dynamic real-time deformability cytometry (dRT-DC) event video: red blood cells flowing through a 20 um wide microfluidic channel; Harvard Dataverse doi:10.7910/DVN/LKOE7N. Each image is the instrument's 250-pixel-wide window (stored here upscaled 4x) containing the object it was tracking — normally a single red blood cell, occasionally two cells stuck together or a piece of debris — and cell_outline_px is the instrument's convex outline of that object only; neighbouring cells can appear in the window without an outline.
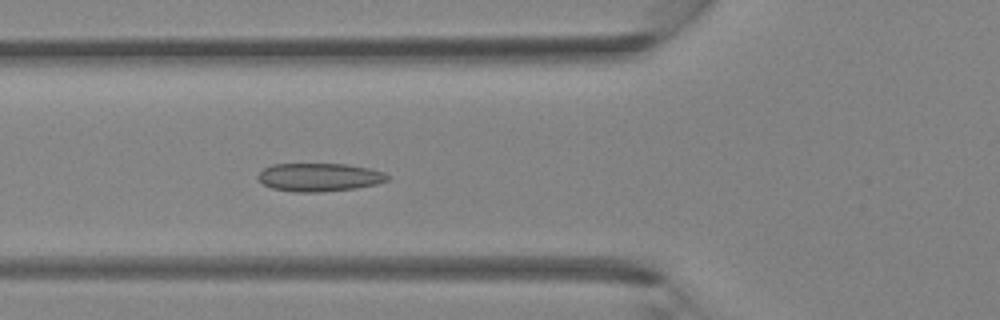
{"species": "Egyptian fruit bat (a non-hibernating species)", "species_latin": "Rousettus aegyptiacus", "temperature_condition": "room temperature", "stored_images_in_passage": 31, "camera_frame_rate_fps": 3000, "um_per_image_px": 0.085, "animal": {"sex": "female"}, "frame": {"image": 1, "passage_image": 5, "time_ms": 1.333, "image_size_px": [1000, 320], "cell_outline_px": [[392, 176], [388, 180], [376, 184], [356, 188], [320, 192], [292, 192], [272, 188], [264, 184], [256, 176], [264, 168], [272, 164], [348, 164], [368, 168], [384, 172]], "centroid_in_image_um": [27.16, 15.06], "position_along_channel_um": 98.6, "area_um2": 21.39}}
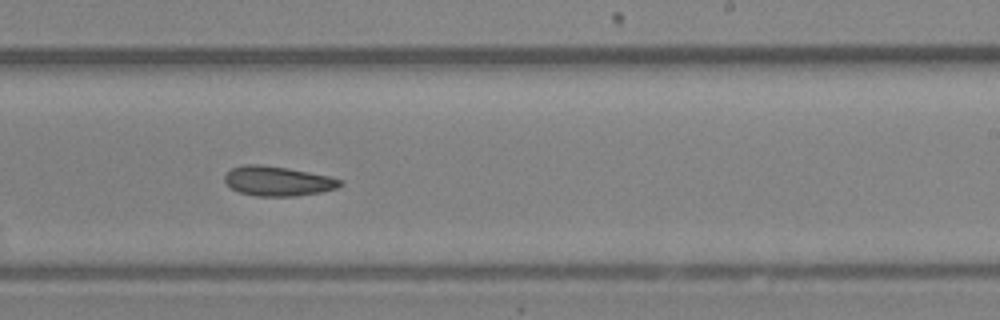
{"frame": {"image": 2, "passage_image": 15, "time_ms": 4.667, "image_size_px": [1000, 320], "cell_outline_px": [[344, 184], [336, 188], [320, 192], [296, 196], [256, 196], [240, 192], [232, 188], [224, 180], [224, 176], [232, 168], [244, 164], [260, 164], [288, 168], [328, 176], [344, 180]], "centroid_in_image_um": [23.63, 15.39], "position_along_channel_um": 265.4, "area_um2": 19.88}}
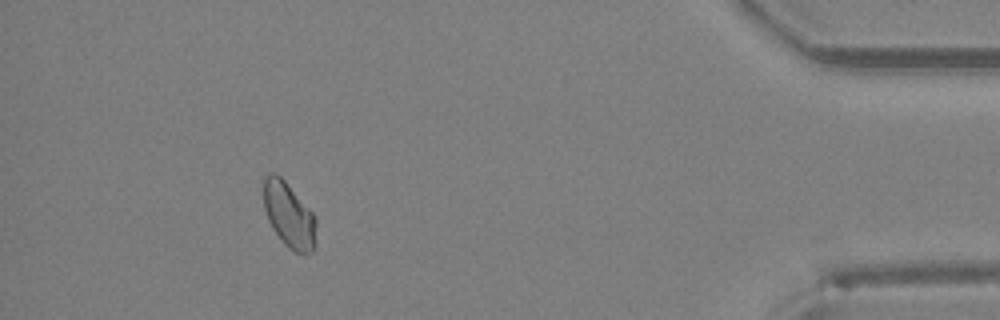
{"frame": {"image": 3, "passage_image": 27, "time_ms": 8.667, "image_size_px": [1000, 320], "cell_outline_px": [[316, 248], [312, 252], [304, 256], [292, 252], [280, 240], [272, 228], [268, 220], [264, 208], [264, 176], [268, 172], [276, 172], [284, 180], [312, 212], [316, 220]], "centroid_in_image_um": [24.58, 18.34], "position_along_channel_um": 410.6, "area_um2": 20.4}}